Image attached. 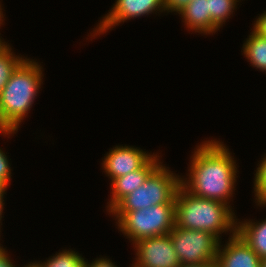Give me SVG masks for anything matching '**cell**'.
<instances>
[{
  "mask_svg": "<svg viewBox=\"0 0 266 267\" xmlns=\"http://www.w3.org/2000/svg\"><path fill=\"white\" fill-rule=\"evenodd\" d=\"M197 147L191 157L189 180L181 179V186L194 196L229 204L237 173L229 149L216 140Z\"/></svg>",
  "mask_w": 266,
  "mask_h": 267,
  "instance_id": "cell-1",
  "label": "cell"
},
{
  "mask_svg": "<svg viewBox=\"0 0 266 267\" xmlns=\"http://www.w3.org/2000/svg\"><path fill=\"white\" fill-rule=\"evenodd\" d=\"M42 75L41 66L27 58L13 71L0 93V133L6 136L18 130L37 96Z\"/></svg>",
  "mask_w": 266,
  "mask_h": 267,
  "instance_id": "cell-2",
  "label": "cell"
},
{
  "mask_svg": "<svg viewBox=\"0 0 266 267\" xmlns=\"http://www.w3.org/2000/svg\"><path fill=\"white\" fill-rule=\"evenodd\" d=\"M232 209L227 204L192 195L182 186L175 197V226L191 230H204L220 238V234L230 231L237 233V222ZM222 232V233H221Z\"/></svg>",
  "mask_w": 266,
  "mask_h": 267,
  "instance_id": "cell-3",
  "label": "cell"
},
{
  "mask_svg": "<svg viewBox=\"0 0 266 267\" xmlns=\"http://www.w3.org/2000/svg\"><path fill=\"white\" fill-rule=\"evenodd\" d=\"M181 179L160 165L135 191L123 197L109 212L117 220L126 212L160 204H175Z\"/></svg>",
  "mask_w": 266,
  "mask_h": 267,
  "instance_id": "cell-4",
  "label": "cell"
},
{
  "mask_svg": "<svg viewBox=\"0 0 266 267\" xmlns=\"http://www.w3.org/2000/svg\"><path fill=\"white\" fill-rule=\"evenodd\" d=\"M117 221L120 231L133 243L143 238L166 235L175 226V204L152 205L129 211Z\"/></svg>",
  "mask_w": 266,
  "mask_h": 267,
  "instance_id": "cell-5",
  "label": "cell"
},
{
  "mask_svg": "<svg viewBox=\"0 0 266 267\" xmlns=\"http://www.w3.org/2000/svg\"><path fill=\"white\" fill-rule=\"evenodd\" d=\"M169 235L181 265L216 262L221 243L214 234L174 226Z\"/></svg>",
  "mask_w": 266,
  "mask_h": 267,
  "instance_id": "cell-6",
  "label": "cell"
},
{
  "mask_svg": "<svg viewBox=\"0 0 266 267\" xmlns=\"http://www.w3.org/2000/svg\"><path fill=\"white\" fill-rule=\"evenodd\" d=\"M136 261L132 267H180L181 263L169 234L148 237L135 243Z\"/></svg>",
  "mask_w": 266,
  "mask_h": 267,
  "instance_id": "cell-7",
  "label": "cell"
},
{
  "mask_svg": "<svg viewBox=\"0 0 266 267\" xmlns=\"http://www.w3.org/2000/svg\"><path fill=\"white\" fill-rule=\"evenodd\" d=\"M162 12L164 8V0H116L115 5L110 12L103 17L97 29L94 30L96 34L100 35L112 29V26L119 25V23L129 20L131 18L149 15L154 11Z\"/></svg>",
  "mask_w": 266,
  "mask_h": 267,
  "instance_id": "cell-8",
  "label": "cell"
},
{
  "mask_svg": "<svg viewBox=\"0 0 266 267\" xmlns=\"http://www.w3.org/2000/svg\"><path fill=\"white\" fill-rule=\"evenodd\" d=\"M152 156L133 146H116L106 154L102 164L112 181L140 169Z\"/></svg>",
  "mask_w": 266,
  "mask_h": 267,
  "instance_id": "cell-9",
  "label": "cell"
},
{
  "mask_svg": "<svg viewBox=\"0 0 266 267\" xmlns=\"http://www.w3.org/2000/svg\"><path fill=\"white\" fill-rule=\"evenodd\" d=\"M220 247L216 257L217 267H261L260 257L238 233L231 235L223 249Z\"/></svg>",
  "mask_w": 266,
  "mask_h": 267,
  "instance_id": "cell-10",
  "label": "cell"
},
{
  "mask_svg": "<svg viewBox=\"0 0 266 267\" xmlns=\"http://www.w3.org/2000/svg\"><path fill=\"white\" fill-rule=\"evenodd\" d=\"M158 155H153L140 169L122 175L111 182L112 197L107 205L110 211L123 197L137 190L147 178L162 164Z\"/></svg>",
  "mask_w": 266,
  "mask_h": 267,
  "instance_id": "cell-11",
  "label": "cell"
},
{
  "mask_svg": "<svg viewBox=\"0 0 266 267\" xmlns=\"http://www.w3.org/2000/svg\"><path fill=\"white\" fill-rule=\"evenodd\" d=\"M185 25L198 33H211V16L208 11V0H192L180 11Z\"/></svg>",
  "mask_w": 266,
  "mask_h": 267,
  "instance_id": "cell-12",
  "label": "cell"
},
{
  "mask_svg": "<svg viewBox=\"0 0 266 267\" xmlns=\"http://www.w3.org/2000/svg\"><path fill=\"white\" fill-rule=\"evenodd\" d=\"M237 233L261 260L266 258V220L257 223L239 222L237 223Z\"/></svg>",
  "mask_w": 266,
  "mask_h": 267,
  "instance_id": "cell-13",
  "label": "cell"
},
{
  "mask_svg": "<svg viewBox=\"0 0 266 267\" xmlns=\"http://www.w3.org/2000/svg\"><path fill=\"white\" fill-rule=\"evenodd\" d=\"M243 44L244 56L250 61L253 67L266 71V37L254 29Z\"/></svg>",
  "mask_w": 266,
  "mask_h": 267,
  "instance_id": "cell-14",
  "label": "cell"
},
{
  "mask_svg": "<svg viewBox=\"0 0 266 267\" xmlns=\"http://www.w3.org/2000/svg\"><path fill=\"white\" fill-rule=\"evenodd\" d=\"M238 0H208V11L211 16V33L217 32L223 22L229 18L236 8ZM235 7V8H234Z\"/></svg>",
  "mask_w": 266,
  "mask_h": 267,
  "instance_id": "cell-15",
  "label": "cell"
},
{
  "mask_svg": "<svg viewBox=\"0 0 266 267\" xmlns=\"http://www.w3.org/2000/svg\"><path fill=\"white\" fill-rule=\"evenodd\" d=\"M86 260L78 252L64 250L52 256L47 262L39 263L42 267H85Z\"/></svg>",
  "mask_w": 266,
  "mask_h": 267,
  "instance_id": "cell-16",
  "label": "cell"
},
{
  "mask_svg": "<svg viewBox=\"0 0 266 267\" xmlns=\"http://www.w3.org/2000/svg\"><path fill=\"white\" fill-rule=\"evenodd\" d=\"M24 60V58L15 56L8 46L0 53V93L9 81L13 71Z\"/></svg>",
  "mask_w": 266,
  "mask_h": 267,
  "instance_id": "cell-17",
  "label": "cell"
},
{
  "mask_svg": "<svg viewBox=\"0 0 266 267\" xmlns=\"http://www.w3.org/2000/svg\"><path fill=\"white\" fill-rule=\"evenodd\" d=\"M256 170L254 181V192L258 205H266V156L263 158Z\"/></svg>",
  "mask_w": 266,
  "mask_h": 267,
  "instance_id": "cell-18",
  "label": "cell"
},
{
  "mask_svg": "<svg viewBox=\"0 0 266 267\" xmlns=\"http://www.w3.org/2000/svg\"><path fill=\"white\" fill-rule=\"evenodd\" d=\"M6 154L0 149V186H9L11 167Z\"/></svg>",
  "mask_w": 266,
  "mask_h": 267,
  "instance_id": "cell-19",
  "label": "cell"
},
{
  "mask_svg": "<svg viewBox=\"0 0 266 267\" xmlns=\"http://www.w3.org/2000/svg\"><path fill=\"white\" fill-rule=\"evenodd\" d=\"M192 0H164V11L177 12L183 10V8L188 5Z\"/></svg>",
  "mask_w": 266,
  "mask_h": 267,
  "instance_id": "cell-20",
  "label": "cell"
},
{
  "mask_svg": "<svg viewBox=\"0 0 266 267\" xmlns=\"http://www.w3.org/2000/svg\"><path fill=\"white\" fill-rule=\"evenodd\" d=\"M253 29L262 36L266 37V12H264L261 16L259 15Z\"/></svg>",
  "mask_w": 266,
  "mask_h": 267,
  "instance_id": "cell-21",
  "label": "cell"
},
{
  "mask_svg": "<svg viewBox=\"0 0 266 267\" xmlns=\"http://www.w3.org/2000/svg\"><path fill=\"white\" fill-rule=\"evenodd\" d=\"M85 267H117V266L114 265V263H112L110 259L99 258L96 259L94 262L92 261L91 264L86 262Z\"/></svg>",
  "mask_w": 266,
  "mask_h": 267,
  "instance_id": "cell-22",
  "label": "cell"
},
{
  "mask_svg": "<svg viewBox=\"0 0 266 267\" xmlns=\"http://www.w3.org/2000/svg\"><path fill=\"white\" fill-rule=\"evenodd\" d=\"M6 252L7 251L4 250L0 254V267H15Z\"/></svg>",
  "mask_w": 266,
  "mask_h": 267,
  "instance_id": "cell-23",
  "label": "cell"
},
{
  "mask_svg": "<svg viewBox=\"0 0 266 267\" xmlns=\"http://www.w3.org/2000/svg\"><path fill=\"white\" fill-rule=\"evenodd\" d=\"M6 190H7V187L0 186V221H1V218H2V213H3L2 211H3V205H4V203H3V201H4L3 198L4 197L3 196H4V194H6L5 193Z\"/></svg>",
  "mask_w": 266,
  "mask_h": 267,
  "instance_id": "cell-24",
  "label": "cell"
},
{
  "mask_svg": "<svg viewBox=\"0 0 266 267\" xmlns=\"http://www.w3.org/2000/svg\"><path fill=\"white\" fill-rule=\"evenodd\" d=\"M180 267H217V266L216 262H206L201 264L180 265Z\"/></svg>",
  "mask_w": 266,
  "mask_h": 267,
  "instance_id": "cell-25",
  "label": "cell"
},
{
  "mask_svg": "<svg viewBox=\"0 0 266 267\" xmlns=\"http://www.w3.org/2000/svg\"><path fill=\"white\" fill-rule=\"evenodd\" d=\"M6 44L7 43L3 42L0 38V53H2L9 46V44L8 45Z\"/></svg>",
  "mask_w": 266,
  "mask_h": 267,
  "instance_id": "cell-26",
  "label": "cell"
},
{
  "mask_svg": "<svg viewBox=\"0 0 266 267\" xmlns=\"http://www.w3.org/2000/svg\"><path fill=\"white\" fill-rule=\"evenodd\" d=\"M25 267H42L40 264H39V262L38 263H30V264H28V265H26Z\"/></svg>",
  "mask_w": 266,
  "mask_h": 267,
  "instance_id": "cell-27",
  "label": "cell"
},
{
  "mask_svg": "<svg viewBox=\"0 0 266 267\" xmlns=\"http://www.w3.org/2000/svg\"><path fill=\"white\" fill-rule=\"evenodd\" d=\"M3 13H2V8H1V5H0V24L2 25V22H3ZM0 25V26H1Z\"/></svg>",
  "mask_w": 266,
  "mask_h": 267,
  "instance_id": "cell-28",
  "label": "cell"
},
{
  "mask_svg": "<svg viewBox=\"0 0 266 267\" xmlns=\"http://www.w3.org/2000/svg\"><path fill=\"white\" fill-rule=\"evenodd\" d=\"M261 267H266V258L261 260Z\"/></svg>",
  "mask_w": 266,
  "mask_h": 267,
  "instance_id": "cell-29",
  "label": "cell"
},
{
  "mask_svg": "<svg viewBox=\"0 0 266 267\" xmlns=\"http://www.w3.org/2000/svg\"><path fill=\"white\" fill-rule=\"evenodd\" d=\"M5 249L0 246V254L4 251Z\"/></svg>",
  "mask_w": 266,
  "mask_h": 267,
  "instance_id": "cell-30",
  "label": "cell"
}]
</instances>
